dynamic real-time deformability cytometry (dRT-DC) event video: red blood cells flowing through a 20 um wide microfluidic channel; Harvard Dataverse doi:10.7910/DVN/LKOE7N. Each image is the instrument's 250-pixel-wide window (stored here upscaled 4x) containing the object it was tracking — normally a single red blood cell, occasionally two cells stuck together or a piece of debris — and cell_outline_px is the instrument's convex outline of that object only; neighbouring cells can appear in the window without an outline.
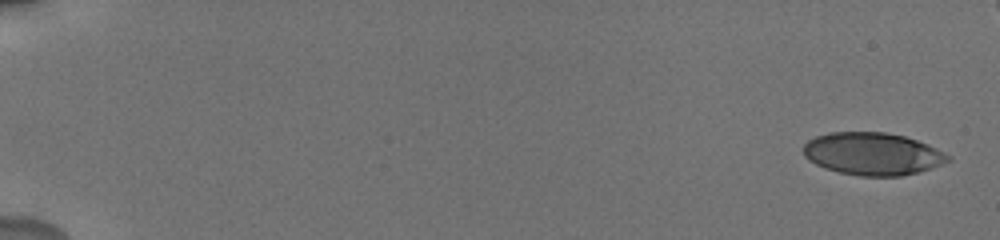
{"species": "human", "species_latin": "Homo sapiens", "temperature_condition": "cold", "stored_images_in_passage": 11, "camera_frame_rate_fps": 3000, "um_per_image_px": 0.085, "donor": {"sex": "male"}, "frame": {"image": 1, "passage_image": 1, "time_ms": 0.0, "image_size_px": [1000, 240], "cell_outline_px": [[952, 160], [932, 168], [900, 176], [860, 176], [840, 172], [824, 168], [808, 160], [804, 156], [800, 148], [808, 140], [816, 136], [828, 132], [884, 132], [904, 136], [928, 144], [952, 156]], "centroid_in_image_um": [74.15, 13.07], "position_along_channel_um": 10.9, "area_um2": 36.07}}
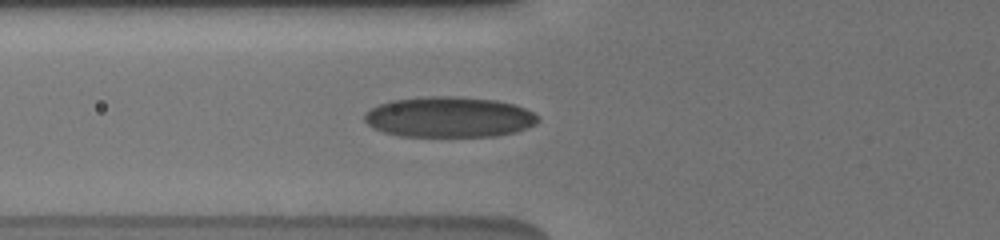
{"frame": {"image": 2, "passage_image": 9, "time_ms": 7.0, "image_size_px": [1000, 240], "cell_outline_px": [[540, 120], [536, 124], [516, 132], [492, 136], [400, 136], [384, 132], [368, 124], [364, 120], [364, 112], [380, 104], [392, 100], [428, 96], [456, 96], [496, 100], [516, 104], [540, 116]], "centroid_in_image_um": [38.21, 9.94], "position_along_channel_um": 87.6, "area_um2": 41.1}}
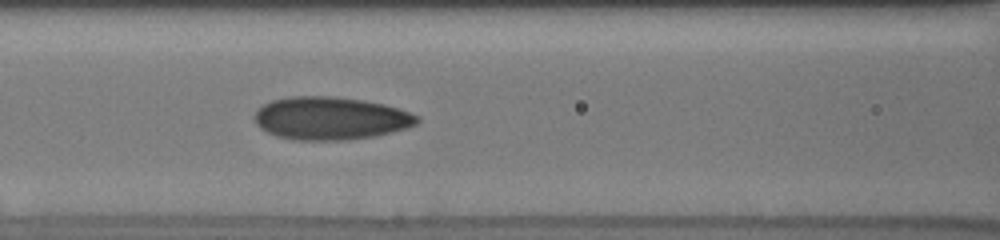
{"frame": {"image": 3, "passage_image": 11, "time_ms": 8.333, "image_size_px": [1000, 240], "cell_outline_px": [[420, 120], [416, 124], [408, 128], [376, 136], [348, 140], [296, 140], [276, 136], [260, 128], [256, 124], [256, 112], [264, 104], [272, 100], [292, 96], [332, 96], [360, 100], [384, 104], [420, 116]], "centroid_in_image_um": [28.12, 10.06], "position_along_channel_um": 138.5, "area_um2": 40.52}}